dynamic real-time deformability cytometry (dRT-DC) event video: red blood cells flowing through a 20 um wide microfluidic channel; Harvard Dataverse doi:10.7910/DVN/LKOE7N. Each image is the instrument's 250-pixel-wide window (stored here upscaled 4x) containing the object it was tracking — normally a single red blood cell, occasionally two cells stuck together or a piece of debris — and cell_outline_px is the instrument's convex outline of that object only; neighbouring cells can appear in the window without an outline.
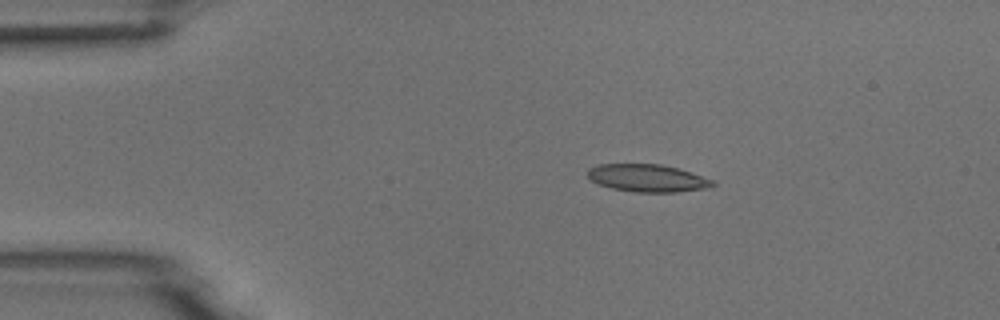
{"species": "common noctule bat (a hibernating species)", "species_latin": "Nyctalus noctula", "temperature_condition": "room temperature", "stored_images_in_passage": 8, "camera_frame_rate_fps": 3000, "um_per_image_px": 0.085, "animal": {"sex": "male", "body_mass_g": 18.8}, "frame": {"image": 1, "passage_image": 3, "time_ms": 2.333, "image_size_px": [1000, 320], "cell_outline_px": [[716, 184], [712, 188], [676, 192], [636, 192], [612, 188], [596, 184], [588, 176], [588, 168], [600, 164], [660, 164], [692, 172], [716, 180]], "centroid_in_image_um": [55.1, 15.14], "position_along_channel_um": 29.9, "area_um2": 20.29}}
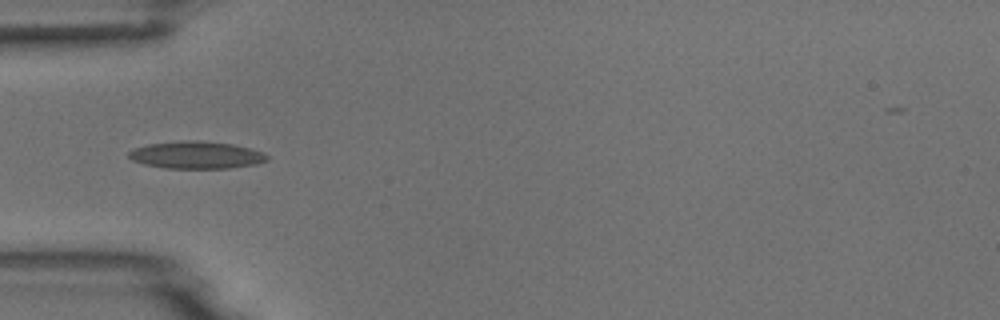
{"frame": {"image": 2, "passage_image": 5, "time_ms": 4.667, "image_size_px": [1000, 320], "cell_outline_px": [[268, 160], [256, 164], [228, 168], [164, 168], [144, 164], [132, 160], [128, 156], [128, 152], [132, 148], [148, 144], [188, 140], [196, 140], [232, 144], [248, 148], [260, 152], [268, 156]], "centroid_in_image_um": [16.63, 13.18], "position_along_channel_um": 68.4, "area_um2": 21.85}}